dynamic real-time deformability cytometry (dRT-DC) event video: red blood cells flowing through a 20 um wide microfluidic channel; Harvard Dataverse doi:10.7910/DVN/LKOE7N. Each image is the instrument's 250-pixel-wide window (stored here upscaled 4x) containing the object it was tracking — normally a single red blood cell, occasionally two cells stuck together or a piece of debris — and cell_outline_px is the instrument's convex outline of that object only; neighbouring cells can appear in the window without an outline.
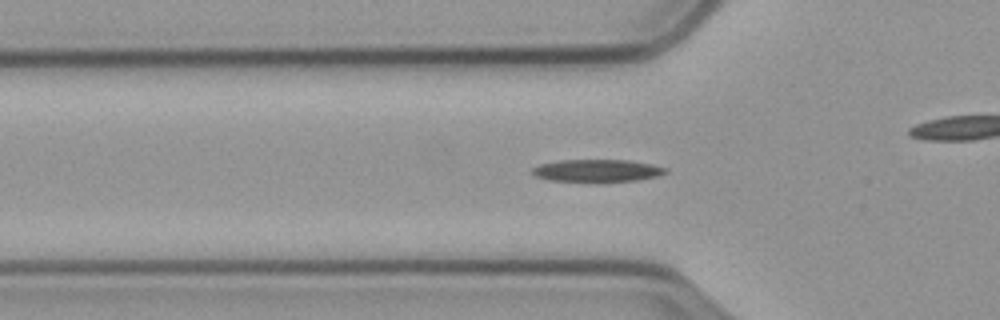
{"species": "common noctule bat (a hibernating species)", "species_latin": "Nyctalus noctula", "temperature_condition": "cold", "stored_images_in_passage": 50, "camera_frame_rate_fps": 3000, "um_per_image_px": 0.085, "animal": {"sex": "male", "body_mass_g": 23.1, "forearm_length_mm": 52.7}, "frame": {"image": 1, "passage_image": 10, "time_ms": 3.0, "image_size_px": [1000, 320], "cell_outline_px": [[668, 172], [656, 176], [636, 180], [596, 184], [548, 180], [536, 176], [532, 172], [532, 168], [540, 164], [560, 160], [628, 160], [652, 164], [668, 168]], "centroid_in_image_um": [50.75, 14.54], "position_along_channel_um": 75.0, "area_um2": 18.09}}
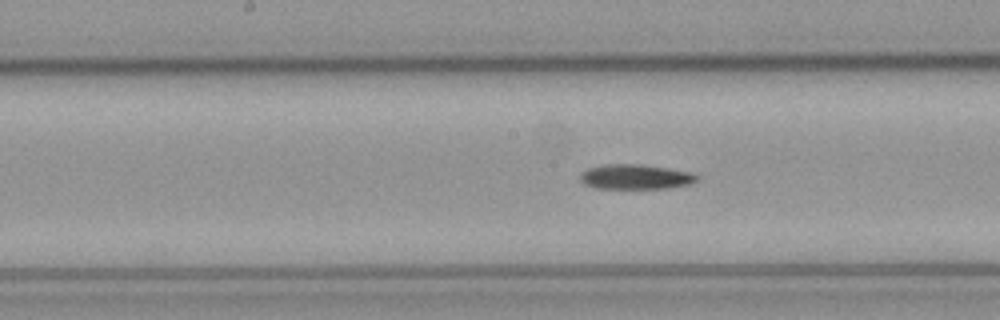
{"frame": {"image": 2, "passage_image": 20, "time_ms": 6.333, "image_size_px": [1000, 320], "cell_outline_px": [[696, 180], [688, 184], [668, 188], [596, 188], [584, 184], [580, 180], [580, 176], [588, 168], [604, 164], [640, 164], [668, 168], [688, 172], [696, 176]], "centroid_in_image_um": [53.96, 15.02], "position_along_channel_um": 194.2, "area_um2": 16.59}}
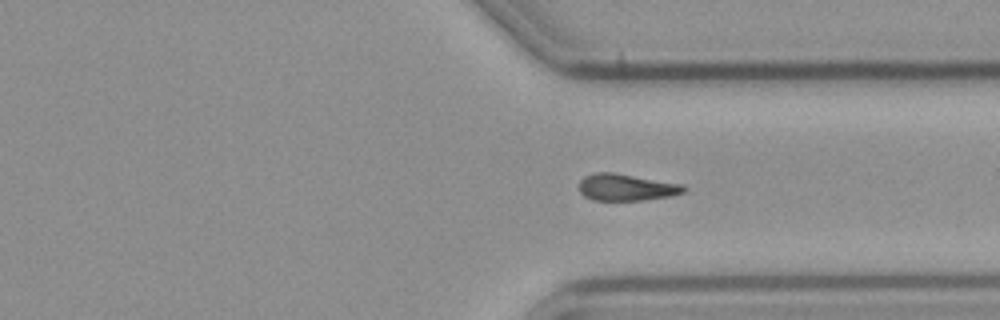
{"frame": {"image": 3, "passage_image": 34, "time_ms": 11.0, "image_size_px": [1000, 320], "cell_outline_px": [[688, 188], [684, 192], [668, 196], [644, 200], [592, 200], [584, 196], [580, 192], [580, 180], [584, 176], [596, 172], [612, 172], [684, 184]], "centroid_in_image_um": [53.24, 15.92], "position_along_channel_um": 358.2, "area_um2": 16.36}}